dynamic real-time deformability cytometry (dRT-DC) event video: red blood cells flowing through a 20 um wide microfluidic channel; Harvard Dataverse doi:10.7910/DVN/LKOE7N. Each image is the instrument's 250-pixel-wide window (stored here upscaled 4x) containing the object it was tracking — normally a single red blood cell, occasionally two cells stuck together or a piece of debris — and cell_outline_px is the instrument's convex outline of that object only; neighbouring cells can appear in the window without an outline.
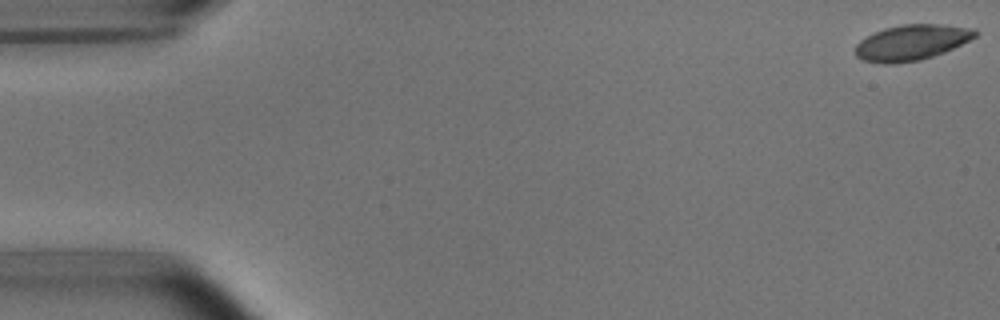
{"species": "common noctule bat (a hibernating species)", "species_latin": "Nyctalus noctula", "temperature_condition": "room temperature", "stored_images_in_passage": 54, "segment_of_instrument_passage": [1, 2], "camera_frame_rate_fps": 3000, "um_per_image_px": 0.085, "animal": {"sex": "male", "body_mass_g": 15.6}, "frame": {"image": 1, "passage_image": 1, "time_ms": 0.0, "image_size_px": [1000, 320], "cell_outline_px": [[980, 32], [976, 36], [944, 52], [920, 60], [888, 64], [884, 64], [864, 60], [856, 56], [856, 44], [860, 40], [884, 28], [900, 24], [940, 24], [976, 28]], "centroid_in_image_um": [77.5, 3.6], "position_along_channel_um": 7.5, "area_um2": 24.68}}
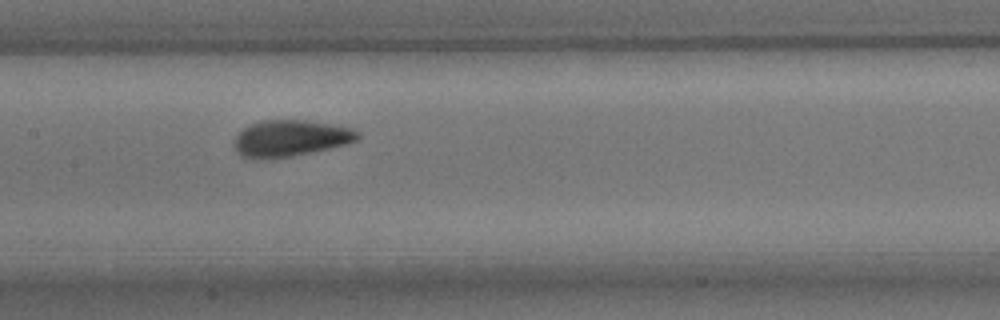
{"frame": {"image": 2, "passage_image": 26, "time_ms": 8.333, "image_size_px": [1000, 320], "cell_outline_px": [[360, 136], [356, 140], [348, 144], [312, 152], [292, 156], [240, 156], [236, 152], [236, 136], [244, 128], [252, 124], [264, 120], [304, 120], [352, 128], [360, 132]], "centroid_in_image_um": [24.77, 11.72], "position_along_channel_um": 182.6, "area_um2": 25.32}}
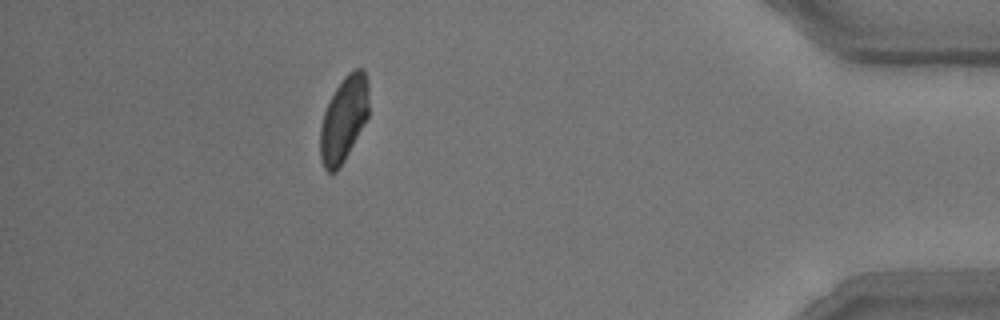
{"frame": {"image": 3, "passage_image": 48, "time_ms": 15.667, "image_size_px": [1000, 320], "cell_outline_px": [[368, 116], [340, 168], [336, 172], [328, 172], [324, 168], [320, 156], [320, 128], [324, 112], [336, 88], [344, 76], [348, 72], [356, 68], [364, 68], [368, 80]], "centroid_in_image_um": [29.22, 10.11], "position_along_channel_um": 406.0, "area_um2": 24.04}}